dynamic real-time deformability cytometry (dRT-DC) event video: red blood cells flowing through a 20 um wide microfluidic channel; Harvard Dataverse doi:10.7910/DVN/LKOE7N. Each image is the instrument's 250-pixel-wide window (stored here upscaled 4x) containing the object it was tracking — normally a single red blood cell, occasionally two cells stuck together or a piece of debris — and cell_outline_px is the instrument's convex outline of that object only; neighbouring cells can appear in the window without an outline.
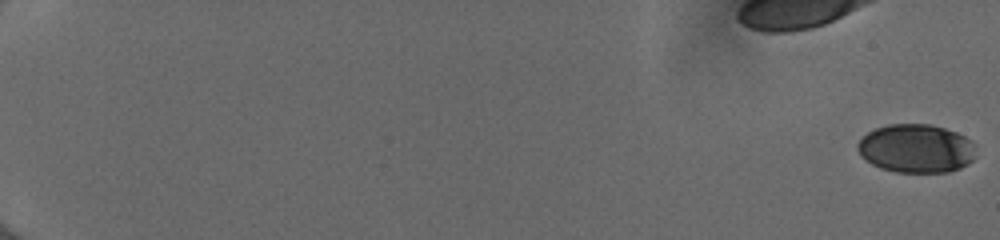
{"species": "human", "species_latin": "Homo sapiens", "temperature_condition": "cold", "stored_images_in_passage": 55, "camera_frame_rate_fps": 3000, "um_per_image_px": 0.085, "donor": {"sex": "female"}, "frame": {"image": 1, "passage_image": 1, "time_ms": 0.0, "image_size_px": [1000, 240], "cell_outline_px": [[976, 156], [968, 164], [960, 168], [948, 172], [896, 172], [880, 168], [864, 160], [860, 156], [856, 148], [856, 144], [868, 132], [876, 128], [888, 124], [928, 124], [944, 128], [956, 132], [972, 140]], "centroid_in_image_um": [77.86, 12.63], "position_along_channel_um": 7.1, "area_um2": 33.7}}
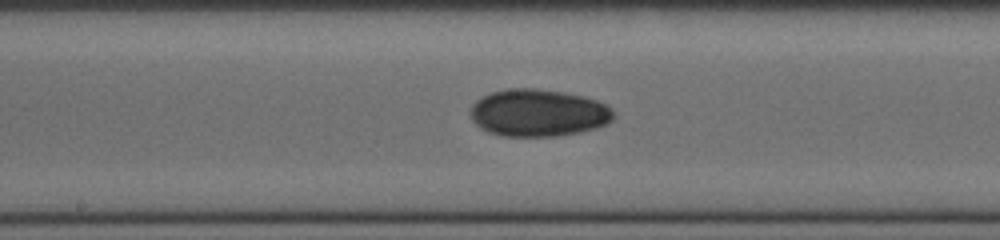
{"frame": {"image": 2, "passage_image": 33, "time_ms": 10.667, "image_size_px": [1000, 240], "cell_outline_px": [[612, 120], [608, 124], [596, 128], [580, 132], [556, 136], [500, 136], [488, 132], [480, 128], [472, 120], [472, 104], [476, 100], [492, 92], [508, 88], [536, 88], [564, 92], [584, 96], [596, 100], [612, 108]], "centroid_in_image_um": [45.75, 9.59], "position_along_channel_um": 202.4, "area_um2": 39.48}}
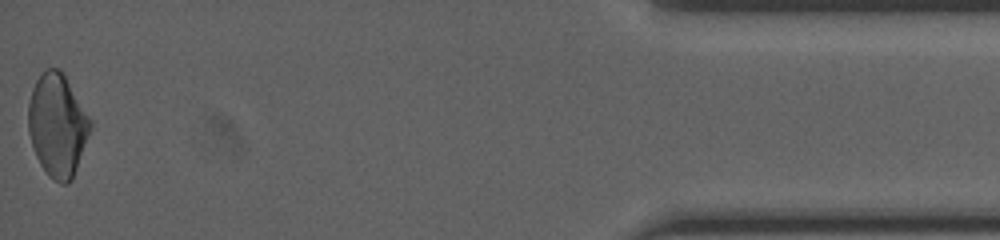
{"frame": {"image": 3, "passage_image": 55, "time_ms": 18.0, "image_size_px": [1000, 240], "cell_outline_px": [[92, 128], [72, 180], [68, 184], [60, 184], [48, 176], [40, 164], [36, 156], [28, 132], [28, 104], [32, 88], [36, 80], [44, 68], [60, 68], [92, 120]], "centroid_in_image_um": [4.88, 10.64], "position_along_channel_um": 430.3, "area_um2": 37.45}, "authors_computed_cell_mechanics": {"area_um2": 36.2984, "velocity_mm_per_s": 4.0544, "shape_relaxation_time_tau1_ms": 4.4153, "shape_relaxation_time_tau2_ms": null, "deformation_change_tau1": 0.0945, "deformation_change_tau2": null}}